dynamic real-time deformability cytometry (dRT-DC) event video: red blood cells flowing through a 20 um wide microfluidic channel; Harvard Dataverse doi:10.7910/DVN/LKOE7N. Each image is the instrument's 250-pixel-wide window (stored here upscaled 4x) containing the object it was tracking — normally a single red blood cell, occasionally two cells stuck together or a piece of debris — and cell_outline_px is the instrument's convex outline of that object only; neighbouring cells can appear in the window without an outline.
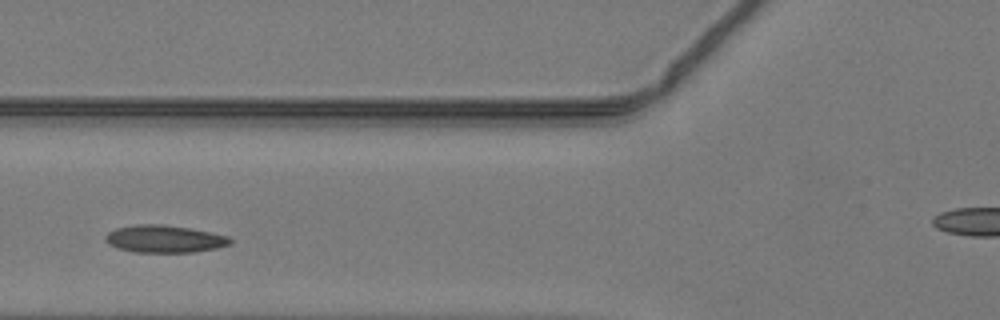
{"species": "common noctule bat (a hibernating species)", "species_latin": "Nyctalus noctula", "temperature_condition": "warm", "stored_images_in_passage": 35, "camera_frame_rate_fps": 3000, "um_per_image_px": 0.085, "animal": {"sex": "male", "body_mass_g": 19.2, "forearm_length_mm": 51.8}, "frame": {"image": 1, "passage_image": 11, "time_ms": 3.333, "image_size_px": [1000, 320], "cell_outline_px": [[232, 244], [216, 248], [192, 252], [136, 252], [116, 248], [108, 244], [104, 240], [104, 236], [108, 232], [116, 228], [136, 224], [160, 224], [188, 228], [228, 236], [232, 240]], "centroid_in_image_um": [13.93, 20.31], "position_along_channel_um": 111.9, "area_um2": 19.88}}
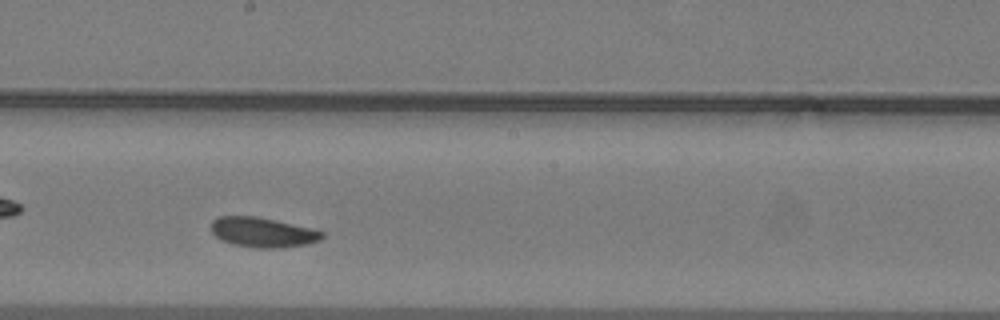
{"frame": {"image": 2, "passage_image": 19, "time_ms": 6.0, "image_size_px": [1000, 320], "cell_outline_px": [[324, 236], [320, 240], [308, 244], [276, 248], [256, 248], [236, 244], [220, 240], [212, 232], [212, 220], [220, 216], [256, 216], [308, 228], [324, 232]], "centroid_in_image_um": [22.31, 19.75], "position_along_channel_um": 225.9, "area_um2": 18.96}}
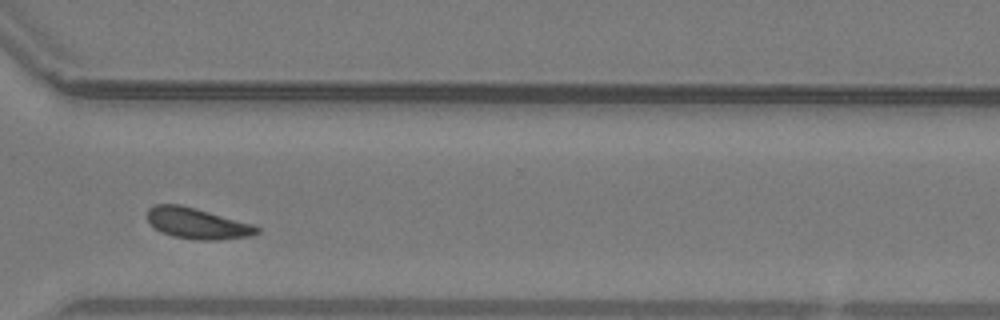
{"frame": {"image": 3, "passage_image": 28, "time_ms": 9.0, "image_size_px": [1000, 320], "cell_outline_px": [[260, 232], [248, 236], [220, 240], [196, 240], [172, 236], [160, 232], [148, 220], [148, 208], [156, 204], [180, 204], [252, 224], [260, 228]], "centroid_in_image_um": [16.75, 19.0], "position_along_channel_um": 353.8, "area_um2": 19.54}}